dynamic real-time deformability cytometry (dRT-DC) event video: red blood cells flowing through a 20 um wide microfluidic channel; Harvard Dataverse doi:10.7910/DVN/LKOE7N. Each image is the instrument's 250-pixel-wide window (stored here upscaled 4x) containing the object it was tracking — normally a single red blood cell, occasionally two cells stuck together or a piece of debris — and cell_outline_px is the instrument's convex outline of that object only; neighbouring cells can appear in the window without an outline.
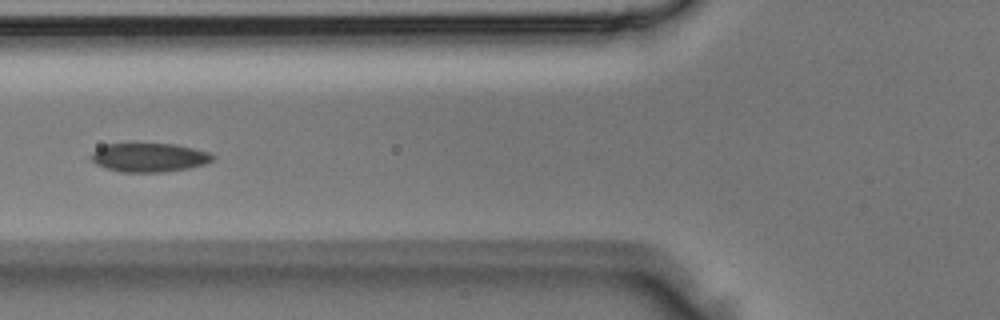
{"species": "Egyptian fruit bat (a non-hibernating species)", "species_latin": "Rousettus aegyptiacus", "temperature_condition": "room temperature", "stored_images_in_passage": 4, "camera_frame_rate_fps": 3000, "um_per_image_px": 0.085, "animal": {"sex": "male"}, "frame": {"image": 1, "passage_image": 4, "time_ms": 1.0, "image_size_px": [1000, 320], "cell_outline_px": [[216, 156], [212, 160], [204, 164], [188, 168], [160, 172], [120, 172], [96, 164], [92, 160], [92, 152], [96, 148], [104, 144], [128, 140], [136, 140], [176, 144], [212, 152]], "centroid_in_image_um": [12.65, 13.31], "position_along_channel_um": 113.1, "area_um2": 21.56}}